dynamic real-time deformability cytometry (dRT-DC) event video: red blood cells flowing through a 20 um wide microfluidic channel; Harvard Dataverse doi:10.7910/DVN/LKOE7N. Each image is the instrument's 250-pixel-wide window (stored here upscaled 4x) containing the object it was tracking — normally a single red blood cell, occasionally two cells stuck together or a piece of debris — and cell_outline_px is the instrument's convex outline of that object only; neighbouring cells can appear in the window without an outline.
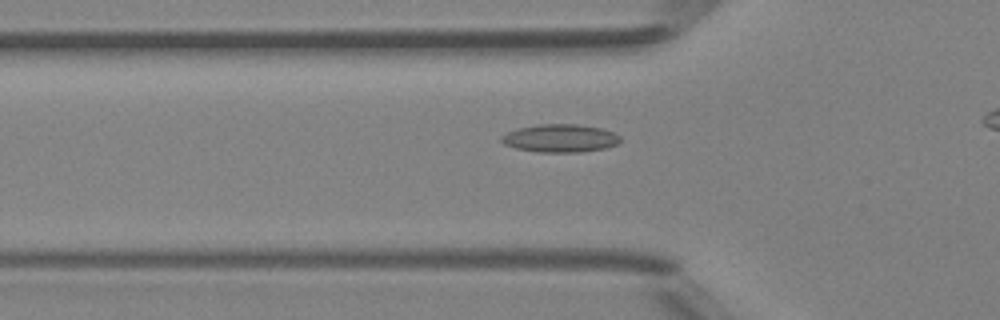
{"species": "Egyptian fruit bat (a non-hibernating species)", "species_latin": "Rousettus aegyptiacus", "temperature_condition": "room temperature", "stored_images_in_passage": 37, "camera_frame_rate_fps": 3000, "um_per_image_px": 0.085, "animal": {"sex": "female"}, "frame": {"image": 1, "passage_image": 11, "time_ms": 3.333, "image_size_px": [1000, 320], "cell_outline_px": [[620, 140], [616, 144], [604, 148], [580, 152], [536, 152], [516, 148], [504, 144], [500, 140], [500, 136], [516, 128], [540, 124], [576, 124], [600, 128], [616, 132], [620, 136]], "centroid_in_image_um": [47.59, 11.74], "position_along_channel_um": 78.2, "area_um2": 19.42}}
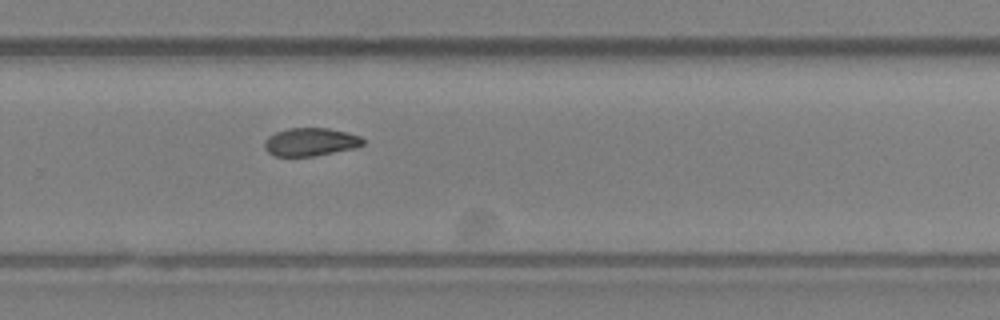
{"frame": {"image": 2, "passage_image": 27, "time_ms": 8.667, "image_size_px": [1000, 320], "cell_outline_px": [[364, 144], [356, 148], [312, 156], [276, 156], [268, 152], [264, 148], [264, 140], [268, 136], [276, 132], [288, 128], [328, 128], [348, 132], [360, 136], [364, 140]], "centroid_in_image_um": [26.39, 12.06], "position_along_channel_um": 303.4, "area_um2": 16.18}}
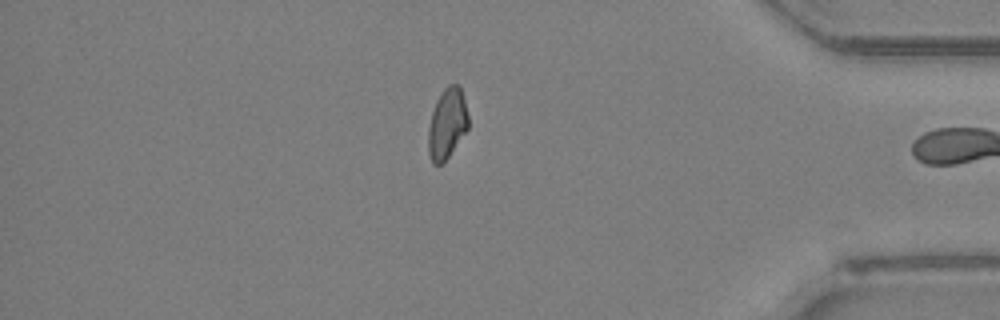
{"frame": {"image": 3, "passage_image": 36, "time_ms": 11.667, "image_size_px": [1000, 320], "cell_outline_px": [[468, 128], [448, 156], [440, 164], [432, 164], [428, 152], [428, 128], [432, 112], [436, 100], [444, 88], [448, 84], [460, 84], [468, 116]], "centroid_in_image_um": [37.99, 10.48], "position_along_channel_um": 397.2, "area_um2": 16.3}, "authors_computed_cell_mechanics": {"area_um2": 16.8776, "velocity_mm_per_s": 4.2293, "shape_relaxation_time_tau1_ms": null, "shape_relaxation_time_tau2_ms": 10.88, "deformation_change_tau1": null, "deformation_change_tau2": 0.162}}